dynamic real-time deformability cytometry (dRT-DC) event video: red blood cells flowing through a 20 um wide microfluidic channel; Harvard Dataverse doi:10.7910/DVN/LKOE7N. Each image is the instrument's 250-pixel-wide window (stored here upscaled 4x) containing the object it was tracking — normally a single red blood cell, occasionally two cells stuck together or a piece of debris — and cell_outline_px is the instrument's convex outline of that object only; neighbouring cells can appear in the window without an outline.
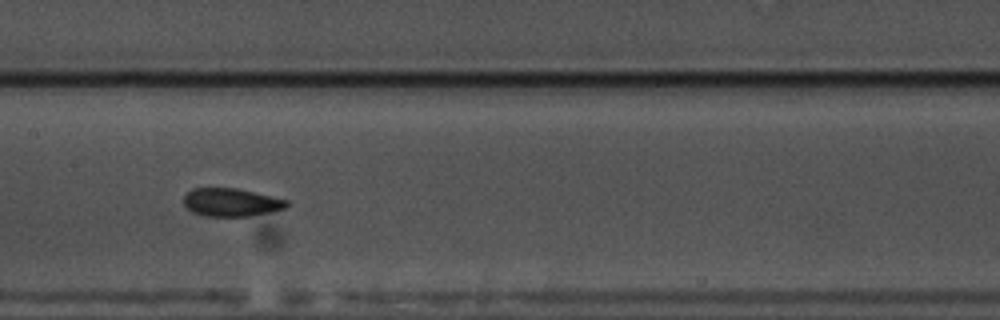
{"species": "common noctule bat (a hibernating species)", "species_latin": "Nyctalus noctula", "temperature_condition": "warm", "stored_images_in_passage": 43, "camera_frame_rate_fps": 3000, "um_per_image_px": 0.085, "animal": {"sex": "male", "body_mass_g": 17.5, "forearm_length_mm": 52.3}, "frame": {"image": 1, "passage_image": 13, "time_ms": 4.0, "image_size_px": [1000, 320], "cell_outline_px": [[288, 208], [248, 216], [204, 216], [192, 212], [184, 204], [184, 196], [192, 188], [236, 188], [272, 196], [288, 200]], "centroid_in_image_um": [19.65, 17.2], "position_along_channel_um": 187.7, "area_um2": 16.82}, "authors_computed_cell_mechanics": {"area_um2": 17.1088, "velocity_mm_per_s": 3.5416, "shape_relaxation_time_tau1_ms": 5.0808, "shape_relaxation_time_tau2_ms": 1.6052, "deformation_change_tau1": 0.1267, "deformation_change_tau2": 0.0688}}